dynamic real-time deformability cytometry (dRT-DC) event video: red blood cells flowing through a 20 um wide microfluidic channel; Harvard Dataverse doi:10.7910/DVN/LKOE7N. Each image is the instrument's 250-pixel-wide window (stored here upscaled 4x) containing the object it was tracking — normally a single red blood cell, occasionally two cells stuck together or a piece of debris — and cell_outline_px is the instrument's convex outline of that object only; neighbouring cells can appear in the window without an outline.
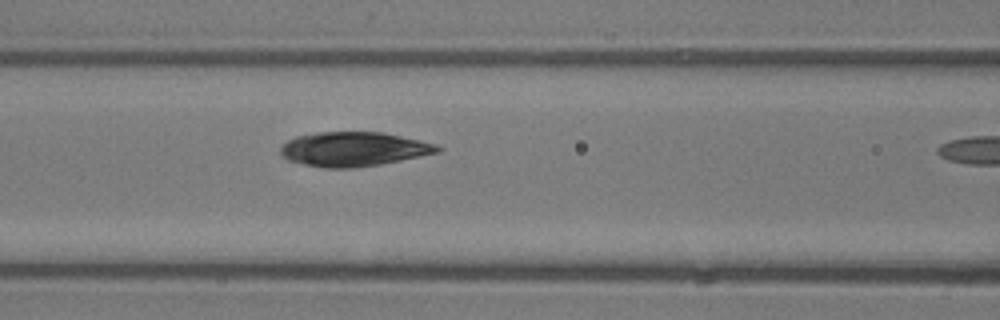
{"species": "common noctule bat (a hibernating species)", "species_latin": "Nyctalus noctula", "temperature_condition": "room temperature", "stored_images_in_passage": 11, "camera_frame_rate_fps": 3000, "um_per_image_px": 0.085, "animal": {"sex": "male", "body_mass_g": 13.3}, "frame": {"image": 1, "passage_image": 10, "time_ms": 3.0, "image_size_px": [1000, 320], "cell_outline_px": [[444, 148], [440, 152], [380, 164], [352, 168], [324, 168], [304, 164], [288, 160], [280, 152], [280, 148], [288, 140], [296, 136], [320, 132], [380, 132], [420, 140], [436, 144]], "centroid_in_image_um": [30.07, 12.67], "position_along_channel_um": 136.5, "area_um2": 31.21}}